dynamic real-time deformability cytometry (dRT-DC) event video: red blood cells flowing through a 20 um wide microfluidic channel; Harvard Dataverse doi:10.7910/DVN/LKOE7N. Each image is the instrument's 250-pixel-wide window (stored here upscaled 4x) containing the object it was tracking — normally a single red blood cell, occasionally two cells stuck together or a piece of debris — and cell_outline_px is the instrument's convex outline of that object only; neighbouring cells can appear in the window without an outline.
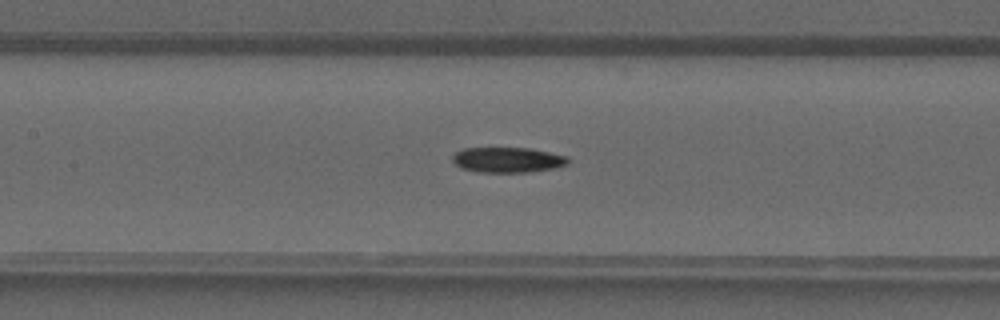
{"species": "common noctule bat (a hibernating species)", "species_latin": "Nyctalus noctula", "temperature_condition": "warm", "stored_images_in_passage": 29, "camera_frame_rate_fps": 3000, "um_per_image_px": 0.085, "animal": {"sex": "male", "forearm_length_mm": 52.5}, "frame": {"image": 1, "passage_image": 11, "time_ms": 3.333, "image_size_px": [1000, 320], "cell_outline_px": [[568, 164], [556, 168], [528, 172], [480, 172], [460, 168], [452, 160], [452, 156], [456, 152], [464, 148], [532, 148], [568, 156]], "centroid_in_image_um": [43.17, 13.58], "position_along_channel_um": 164.2, "area_um2": 17.11}}
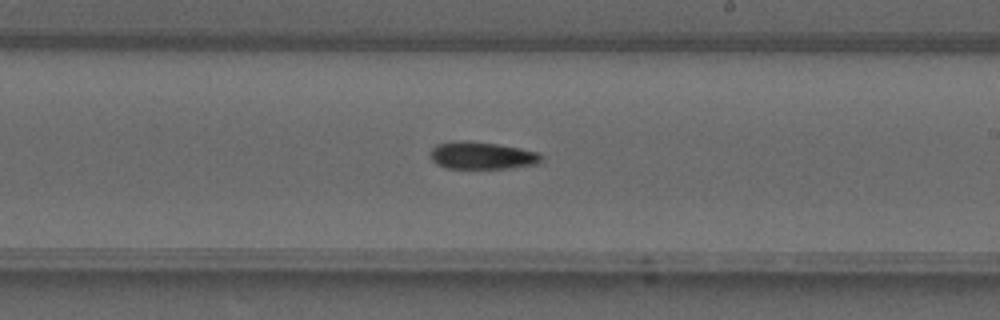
{"frame": {"image": 2, "passage_image": 16, "time_ms": 5.0, "image_size_px": [1000, 320], "cell_outline_px": [[544, 156], [540, 164], [512, 168], [444, 168], [436, 164], [432, 160], [428, 152], [436, 144], [456, 140], [468, 140], [496, 144], [520, 148], [540, 152]], "centroid_in_image_um": [40.98, 13.22], "position_along_channel_um": 248.0, "area_um2": 18.15}}
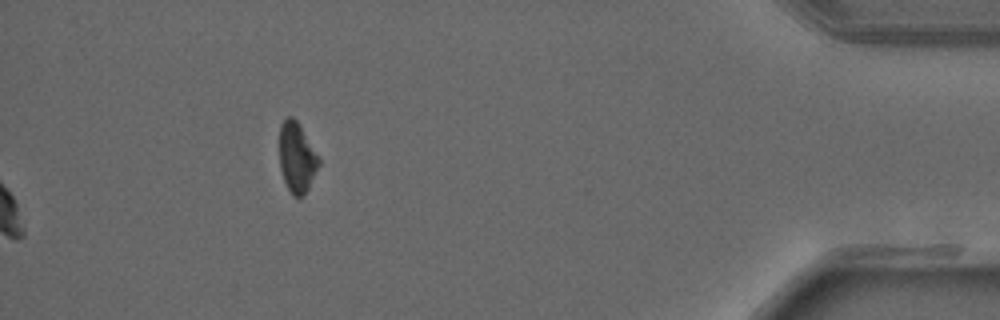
{"frame": {"image": 3, "passage_image": 29, "time_ms": 9.333, "image_size_px": [1000, 320], "cell_outline_px": [[320, 164], [308, 188], [300, 200], [292, 196], [284, 180], [280, 168], [280, 124], [288, 116], [292, 116], [300, 124], [320, 156]], "centroid_in_image_um": [25.25, 13.39], "position_along_channel_um": 409.9, "area_um2": 16.36}}